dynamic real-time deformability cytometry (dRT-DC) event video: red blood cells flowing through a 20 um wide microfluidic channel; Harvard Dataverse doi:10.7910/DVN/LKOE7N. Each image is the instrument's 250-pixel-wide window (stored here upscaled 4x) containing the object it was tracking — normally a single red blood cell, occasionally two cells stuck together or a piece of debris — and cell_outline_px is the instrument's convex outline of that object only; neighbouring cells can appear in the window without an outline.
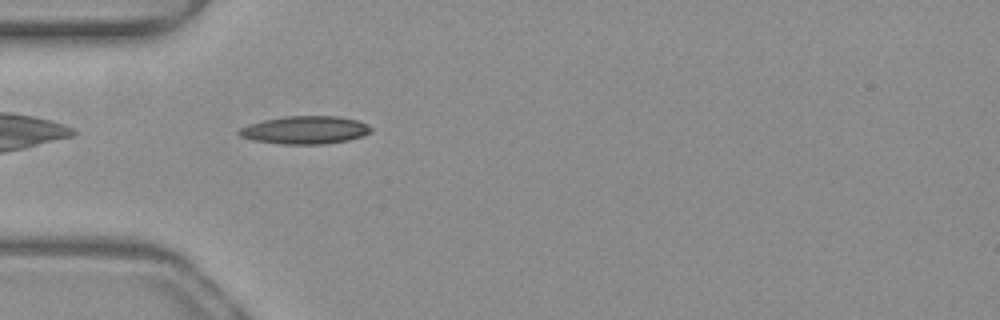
{"species": "common noctule bat (a hibernating species)", "species_latin": "Nyctalus noctula", "temperature_condition": "warm", "stored_images_in_passage": 38, "camera_frame_rate_fps": 3000, "um_per_image_px": 0.085, "animal": {"sex": "female", "body_mass_g": 19.3, "forearm_length_mm": 54.1}, "frame": {"image": 1, "passage_image": 2, "time_ms": 0.333, "image_size_px": [1000, 320], "cell_outline_px": [[372, 132], [364, 136], [348, 140], [324, 144], [280, 144], [252, 140], [240, 136], [236, 132], [240, 128], [248, 124], [264, 120], [284, 116], [340, 116], [356, 120], [368, 124], [372, 128]], "centroid_in_image_um": [25.94, 11.05], "position_along_channel_um": 59.1, "area_um2": 21.68}}
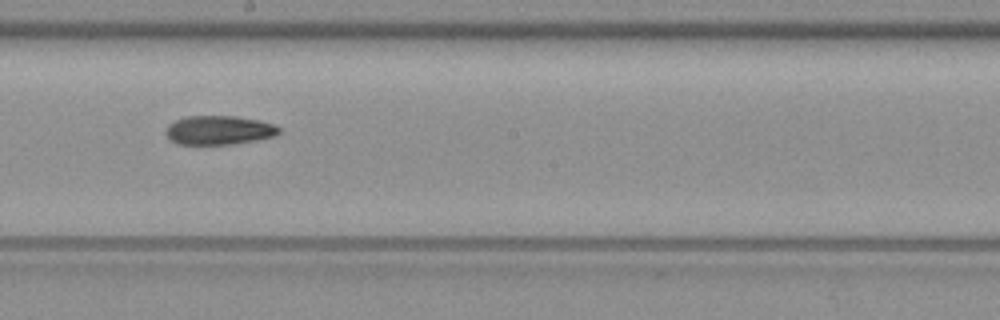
{"frame": {"image": 2, "passage_image": 15, "time_ms": 4.667, "image_size_px": [1000, 320], "cell_outline_px": [[280, 132], [276, 136], [256, 140], [232, 144], [180, 144], [172, 140], [168, 136], [168, 124], [184, 116], [236, 116], [260, 120], [276, 124], [280, 128]], "centroid_in_image_um": [18.69, 11.05], "position_along_channel_um": 229.5, "area_um2": 19.07}}
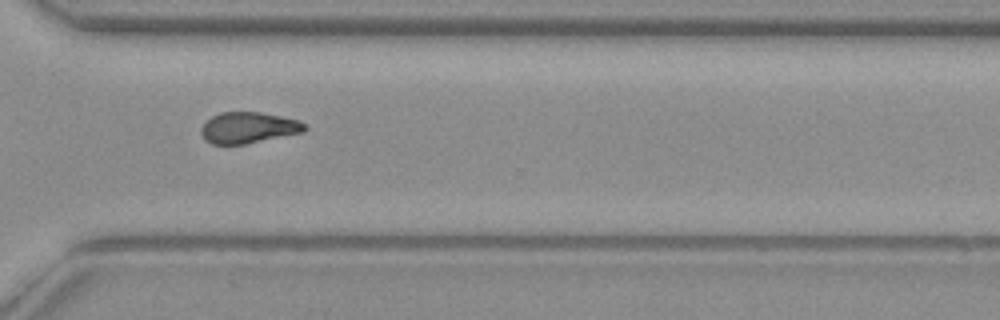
{"frame": {"image": 3, "passage_image": 24, "time_ms": 7.667, "image_size_px": [1000, 320], "cell_outline_px": [[308, 128], [304, 132], [244, 144], [212, 144], [204, 140], [200, 132], [200, 128], [212, 116], [220, 112], [260, 112], [300, 120]], "centroid_in_image_um": [21.11, 10.85], "position_along_channel_um": 349.5, "area_um2": 18.79}, "authors_computed_cell_mechanics": {"area_um2": 19.074, "velocity_mm_per_s": 4.0055, "shape_relaxation_time_tau1_ms": 10.1649, "shape_relaxation_time_tau2_ms": 7.8876, "deformation_change_tau1": 0.2603, "deformation_change_tau2": 0.1816}}